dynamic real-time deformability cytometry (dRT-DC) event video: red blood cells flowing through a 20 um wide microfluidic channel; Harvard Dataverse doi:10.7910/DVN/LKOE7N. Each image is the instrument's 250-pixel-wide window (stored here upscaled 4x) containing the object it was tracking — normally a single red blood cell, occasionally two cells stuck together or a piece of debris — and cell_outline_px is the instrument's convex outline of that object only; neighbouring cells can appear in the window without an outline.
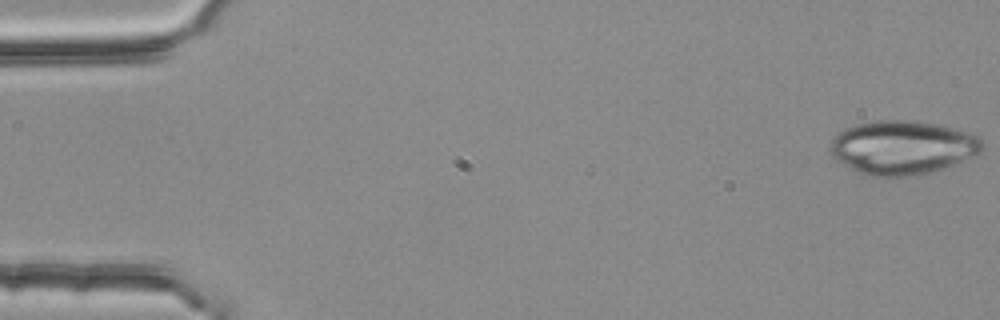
{"species": "common noctule bat (a hibernating species)", "species_latin": "Nyctalus noctula", "temperature_condition": "room temperature", "stored_images_in_passage": 4, "camera_frame_rate_fps": 3000, "um_per_image_px": 0.085, "animal": {"sex": "female", "body_mass_g": 25.1}, "frame": {"image": 1, "passage_image": 1, "time_ms": 0.0, "image_size_px": [1000, 320], "cell_outline_px": [[984, 148], [980, 152], [944, 168], [928, 172], [908, 176], [884, 180], [868, 176], [856, 172], [832, 156], [828, 152], [828, 148], [832, 140], [844, 128], [856, 124], [880, 120], [912, 120], [944, 124], [980, 136], [984, 144]], "centroid_in_image_um": [76.69, 12.55], "position_along_channel_um": 8.3, "area_um2": 48.49}}